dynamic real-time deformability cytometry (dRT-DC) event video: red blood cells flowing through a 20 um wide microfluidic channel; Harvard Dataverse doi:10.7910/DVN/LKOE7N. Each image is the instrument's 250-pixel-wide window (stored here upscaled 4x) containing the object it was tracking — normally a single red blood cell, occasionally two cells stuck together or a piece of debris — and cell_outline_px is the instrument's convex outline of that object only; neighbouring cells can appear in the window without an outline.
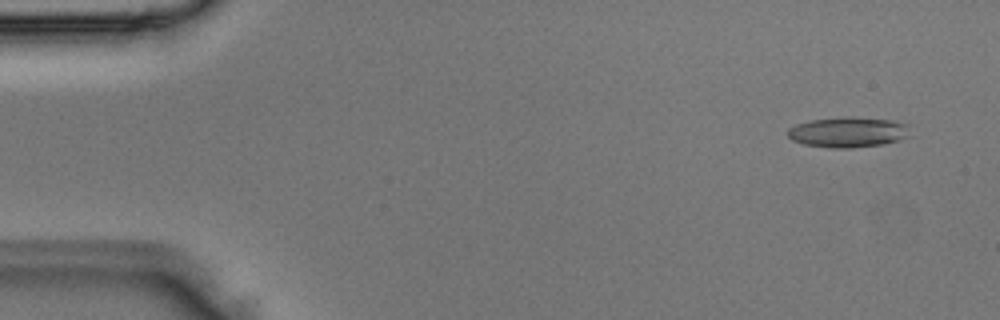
{"species": "Egyptian fruit bat (a non-hibernating species)", "species_latin": "Rousettus aegyptiacus", "temperature_condition": "room temperature", "stored_images_in_passage": 2, "camera_frame_rate_fps": 3000, "um_per_image_px": 0.085, "animal": {"sex": "male"}, "frame": {"image": 1, "passage_image": 1, "time_ms": 0.0, "image_size_px": [1000, 320], "cell_outline_px": [[908, 136], [900, 140], [884, 144], [852, 148], [832, 148], [804, 144], [792, 140], [788, 136], [788, 128], [796, 124], [808, 120], [844, 116], [848, 116], [892, 120], [908, 124]], "centroid_in_image_um": [72.07, 11.22], "position_along_channel_um": 12.9, "area_um2": 21.85}}